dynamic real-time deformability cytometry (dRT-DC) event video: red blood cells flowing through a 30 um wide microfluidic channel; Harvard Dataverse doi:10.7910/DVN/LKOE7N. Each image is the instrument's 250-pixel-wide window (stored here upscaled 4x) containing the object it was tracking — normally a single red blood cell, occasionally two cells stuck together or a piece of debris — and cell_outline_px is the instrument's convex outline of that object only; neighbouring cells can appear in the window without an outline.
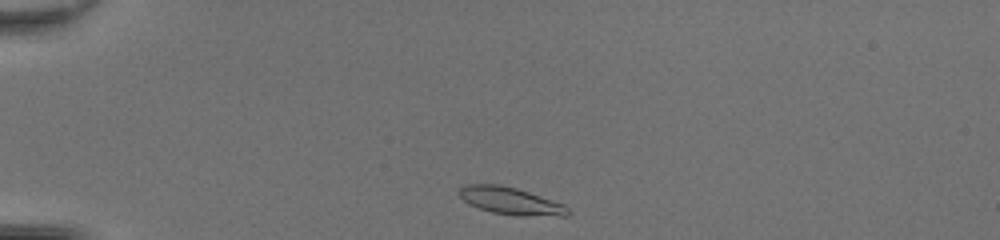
{"species": "common noctule bat (a hibernating species)", "species_latin": "Nyctalus noctula", "temperature_condition": "room temperature", "stored_images_in_passage": 37, "camera_frame_rate_fps": 3000, "um_per_image_px": 0.085, "animal": {"sex": "female", "body_mass_g": 20.0, "forearm_length_mm": 54.0}, "frame": {"image": 1, "passage_image": 1, "time_ms": 0.0, "image_size_px": [1000, 240], "cell_outline_px": [[572, 212], [568, 216], [516, 216], [492, 212], [468, 204], [456, 192], [464, 184], [500, 184], [516, 188], [564, 204]], "centroid_in_image_um": [43.41, 17.08], "position_along_channel_um": 41.6, "area_um2": 17.46}}
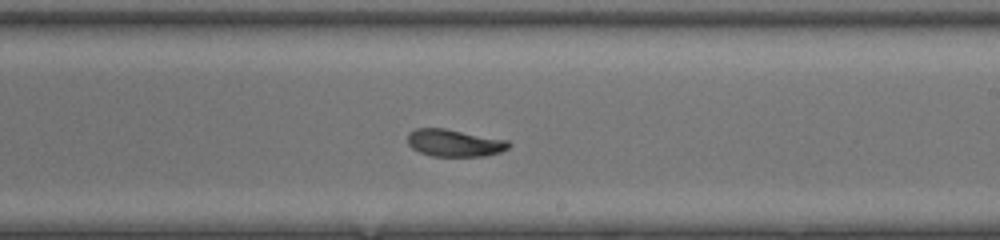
{"frame": {"image": 2, "passage_image": 19, "time_ms": 6.0, "image_size_px": [1000, 240], "cell_outline_px": [[512, 144], [508, 148], [500, 152], [484, 156], [432, 156], [420, 152], [412, 148], [408, 144], [408, 132], [416, 128], [444, 128], [508, 140]], "centroid_in_image_um": [38.62, 12.15], "position_along_channel_um": 250.4, "area_um2": 16.07}}
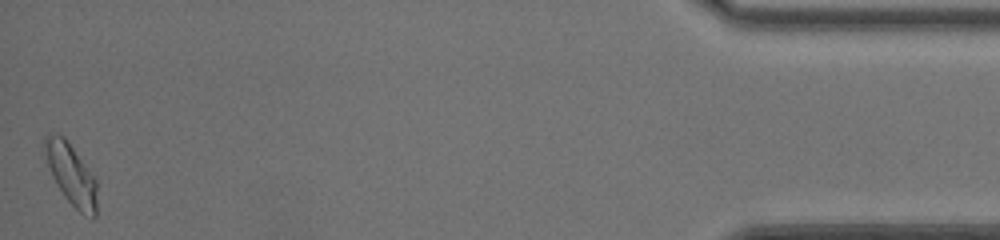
{"frame": {"image": 3, "passage_image": 37, "time_ms": 12.0, "image_size_px": [1000, 240], "cell_outline_px": [[96, 216], [92, 220], [84, 216], [64, 196], [56, 184], [40, 152], [44, 136], [52, 132], [64, 136], [96, 180]], "centroid_in_image_um": [5.97, 14.78], "position_along_channel_um": 429.2, "area_um2": 19.02}, "authors_computed_cell_mechanics": {"area_um2": 16.762, "velocity_mm_per_s": 4.3155, "shape_relaxation_time_tau1_ms": 3.4051, "shape_relaxation_time_tau2_ms": null, "deformation_change_tau1": 0.1244, "deformation_change_tau2": null}}